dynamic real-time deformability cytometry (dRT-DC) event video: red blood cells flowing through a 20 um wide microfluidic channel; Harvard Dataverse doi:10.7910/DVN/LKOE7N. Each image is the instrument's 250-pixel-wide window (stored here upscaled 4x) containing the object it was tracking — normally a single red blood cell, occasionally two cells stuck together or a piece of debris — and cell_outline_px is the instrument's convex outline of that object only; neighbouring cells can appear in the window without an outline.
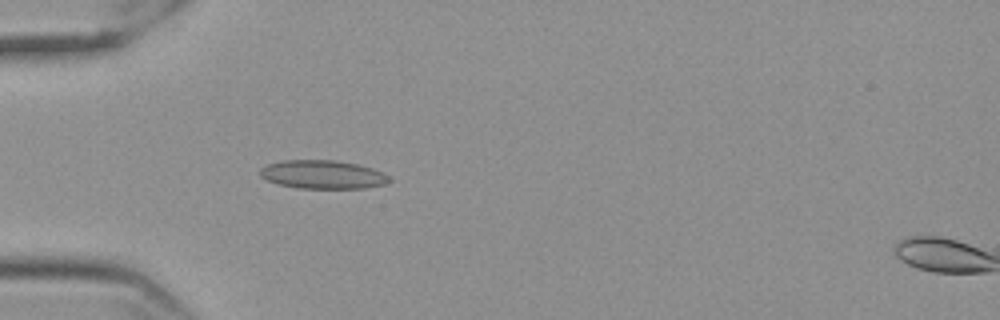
{"species": "Egyptian fruit bat (a non-hibernating species)", "species_latin": "Rousettus aegyptiacus", "temperature_condition": "cold", "stored_images_in_passage": 57, "camera_frame_rate_fps": 3000, "um_per_image_px": 0.085, "frame": {"image": 1, "passage_image": 17, "time_ms": 5.333, "image_size_px": [1000, 320], "cell_outline_px": [[392, 180], [384, 184], [364, 188], [296, 188], [280, 184], [268, 180], [260, 176], [260, 168], [268, 164], [284, 160], [332, 160], [356, 164], [372, 168], [388, 176]], "centroid_in_image_um": [27.41, 14.83], "position_along_channel_um": 57.6, "area_um2": 21.21}}
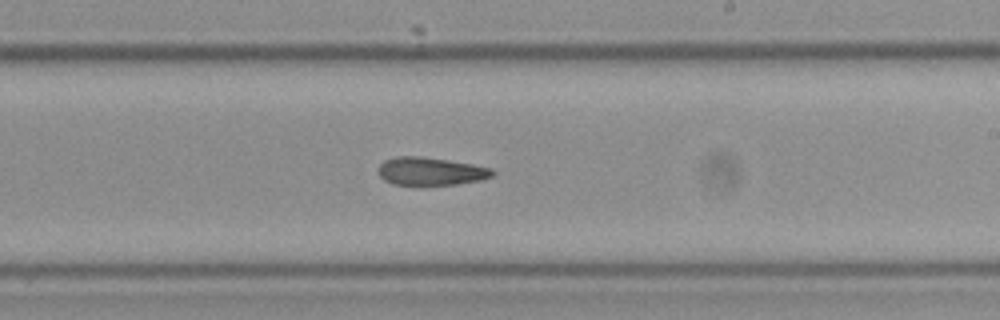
{"frame": {"image": 2, "passage_image": 34, "time_ms": 11.0, "image_size_px": [1000, 320], "cell_outline_px": [[496, 172], [492, 176], [480, 180], [456, 184], [392, 184], [384, 180], [376, 172], [380, 164], [384, 160], [396, 156], [420, 156], [448, 160], [472, 164], [492, 168]], "centroid_in_image_um": [36.58, 14.54], "position_along_channel_um": 252.4, "area_um2": 18.55}}
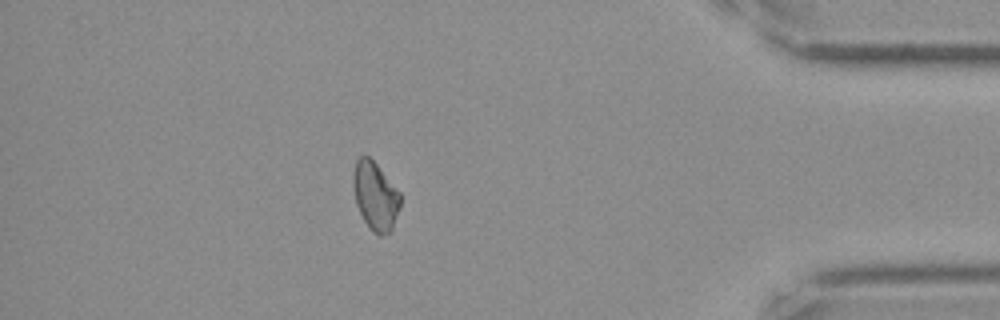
{"frame": {"image": 3, "passage_image": 50, "time_ms": 16.333, "image_size_px": [1000, 320], "cell_outline_px": [[400, 208], [392, 232], [380, 236], [372, 232], [368, 228], [356, 204], [352, 184], [352, 176], [356, 160], [360, 156], [368, 156], [376, 164], [400, 192]], "centroid_in_image_um": [31.9, 16.7], "position_along_channel_um": 403.3, "area_um2": 18.96}, "authors_computed_cell_mechanics": {"area_um2": 19.4208, "velocity_mm_per_s": 3.5453, "shape_relaxation_time_tau1_ms": 7.2397, "shape_relaxation_time_tau2_ms": 5.3858, "deformation_change_tau1": 0.147, "deformation_change_tau2": 0.1363}}